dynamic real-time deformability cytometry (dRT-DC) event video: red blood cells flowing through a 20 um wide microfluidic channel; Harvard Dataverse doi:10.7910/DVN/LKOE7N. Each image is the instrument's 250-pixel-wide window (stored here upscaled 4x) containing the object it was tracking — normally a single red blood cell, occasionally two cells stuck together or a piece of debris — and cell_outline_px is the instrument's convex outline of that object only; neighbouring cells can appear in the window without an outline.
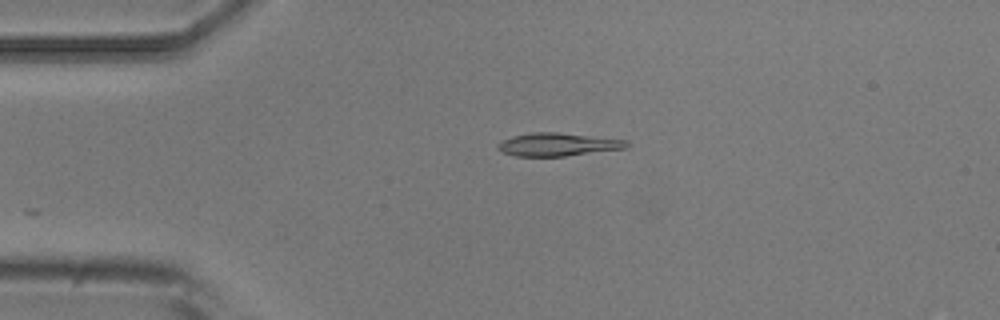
{"species": "common noctule bat (a hibernating species)", "species_latin": "Nyctalus noctula", "temperature_condition": "room temperature", "stored_images_in_passage": 6, "camera_frame_rate_fps": 3000, "um_per_image_px": 0.085, "animal": {"sex": "male", "body_mass_g": 20.5, "forearm_length_mm": 52.5}, "frame": {"image": 1, "passage_image": 6, "time_ms": 6.667, "image_size_px": [1000, 320], "cell_outline_px": [[628, 144], [624, 148], [564, 156], [516, 156], [500, 152], [496, 148], [496, 144], [500, 140], [512, 136], [528, 132], [556, 132], [628, 140]], "centroid_in_image_um": [47.3, 12.27], "position_along_channel_um": 37.7, "area_um2": 17.34}}